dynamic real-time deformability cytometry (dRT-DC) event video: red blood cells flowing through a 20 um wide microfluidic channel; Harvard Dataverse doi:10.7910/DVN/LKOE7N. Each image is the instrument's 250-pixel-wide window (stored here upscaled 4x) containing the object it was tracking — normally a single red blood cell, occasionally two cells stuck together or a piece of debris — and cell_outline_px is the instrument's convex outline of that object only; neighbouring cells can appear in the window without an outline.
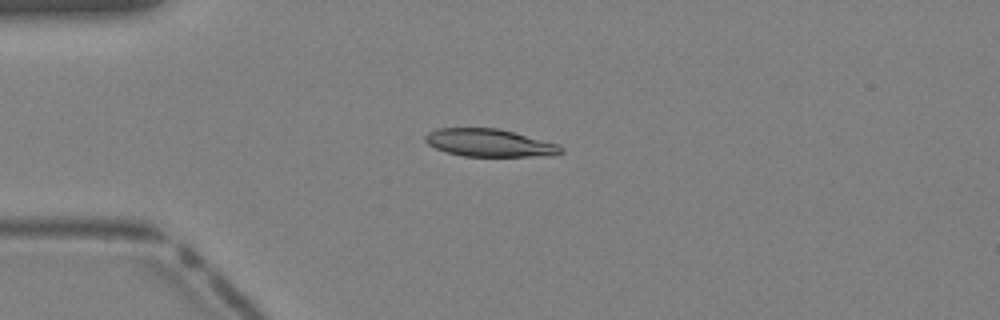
{"species": "Egyptian fruit bat (a non-hibernating species)", "species_latin": "Rousettus aegyptiacus", "temperature_condition": "warm", "stored_images_in_passage": 31, "camera_frame_rate_fps": 3000, "um_per_image_px": 0.085, "animal": {"sex": "female"}, "frame": {"image": 1, "passage_image": 6, "time_ms": 1.667, "image_size_px": [1000, 320], "cell_outline_px": [[564, 152], [556, 156], [464, 156], [448, 152], [436, 148], [428, 144], [424, 140], [424, 136], [428, 132], [436, 128], [496, 128], [560, 144], [564, 148]], "centroid_in_image_um": [41.65, 12.15], "position_along_channel_um": 43.4, "area_um2": 21.96}}
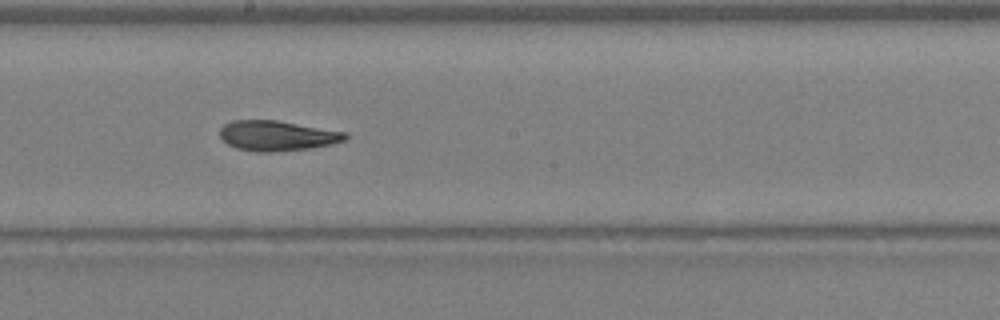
{"frame": {"image": 2, "passage_image": 18, "time_ms": 5.667, "image_size_px": [1000, 320], "cell_outline_px": [[348, 140], [308, 148], [272, 152], [256, 152], [236, 148], [228, 144], [220, 136], [220, 128], [224, 124], [232, 120], [276, 120], [348, 132]], "centroid_in_image_um": [23.56, 11.53], "position_along_channel_um": 224.6, "area_um2": 22.02}}
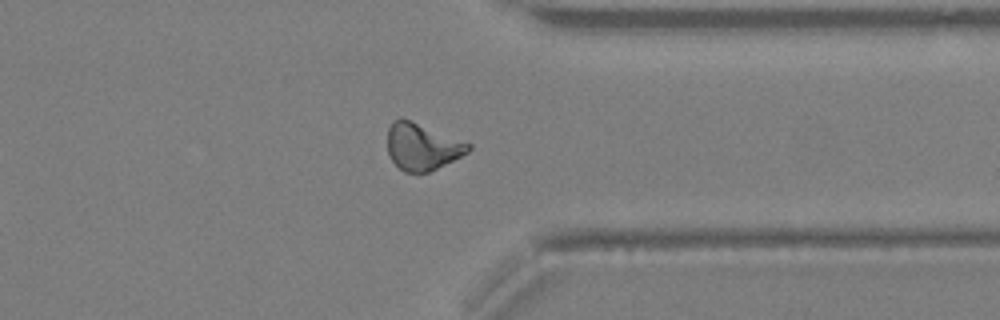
{"frame": {"image": 3, "passage_image": 27, "time_ms": 8.667, "image_size_px": [1000, 320], "cell_outline_px": [[472, 148], [468, 152], [428, 172], [404, 172], [388, 156], [388, 128], [392, 120], [400, 116], [472, 144]], "centroid_in_image_um": [35.85, 12.44], "position_along_channel_um": 375.6, "area_um2": 21.91}}